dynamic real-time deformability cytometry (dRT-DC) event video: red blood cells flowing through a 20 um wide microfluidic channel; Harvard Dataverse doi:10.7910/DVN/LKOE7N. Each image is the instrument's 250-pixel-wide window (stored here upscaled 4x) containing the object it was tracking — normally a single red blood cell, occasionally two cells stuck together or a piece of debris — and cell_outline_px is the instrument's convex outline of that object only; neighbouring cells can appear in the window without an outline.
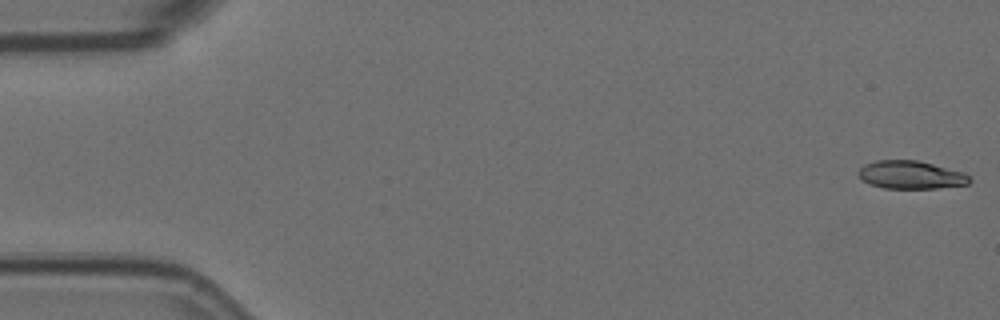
{"species": "Egyptian fruit bat (a non-hibernating species)", "species_latin": "Rousettus aegyptiacus", "temperature_condition": "room temperature", "stored_images_in_passage": 4, "camera_frame_rate_fps": 3000, "um_per_image_px": 0.085, "animal": {"sex": "female"}, "frame": {"image": 1, "passage_image": 1, "time_ms": 0.0, "image_size_px": [1000, 320], "cell_outline_px": [[972, 180], [968, 184], [936, 188], [884, 188], [872, 184], [864, 180], [856, 172], [864, 164], [876, 160], [916, 160], [964, 172]], "centroid_in_image_um": [77.42, 14.86], "position_along_channel_um": 7.6, "area_um2": 17.98}}